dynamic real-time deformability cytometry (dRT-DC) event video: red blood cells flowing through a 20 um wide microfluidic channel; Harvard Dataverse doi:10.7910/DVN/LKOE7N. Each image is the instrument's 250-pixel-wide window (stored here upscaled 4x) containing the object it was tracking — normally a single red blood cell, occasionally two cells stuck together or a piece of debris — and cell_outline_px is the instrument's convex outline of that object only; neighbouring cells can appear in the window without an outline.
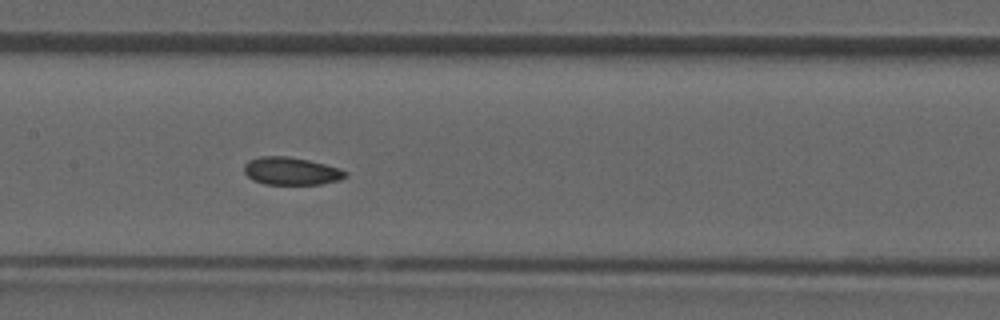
{"species": "common noctule bat (a hibernating species)", "species_latin": "Nyctalus noctula", "temperature_condition": "room temperature", "stored_images_in_passage": 29, "camera_frame_rate_fps": 3000, "um_per_image_px": 0.085, "animal": {"sex": "male", "forearm_length_mm": 52.5}, "frame": {"image": 1, "passage_image": 16, "time_ms": 5.0, "image_size_px": [1000, 320], "cell_outline_px": [[348, 176], [340, 180], [320, 184], [264, 184], [252, 180], [244, 172], [244, 164], [248, 160], [260, 156], [288, 156], [308, 160], [340, 168], [348, 172]], "centroid_in_image_um": [24.75, 14.54], "position_along_channel_um": 182.6, "area_um2": 16.47}}